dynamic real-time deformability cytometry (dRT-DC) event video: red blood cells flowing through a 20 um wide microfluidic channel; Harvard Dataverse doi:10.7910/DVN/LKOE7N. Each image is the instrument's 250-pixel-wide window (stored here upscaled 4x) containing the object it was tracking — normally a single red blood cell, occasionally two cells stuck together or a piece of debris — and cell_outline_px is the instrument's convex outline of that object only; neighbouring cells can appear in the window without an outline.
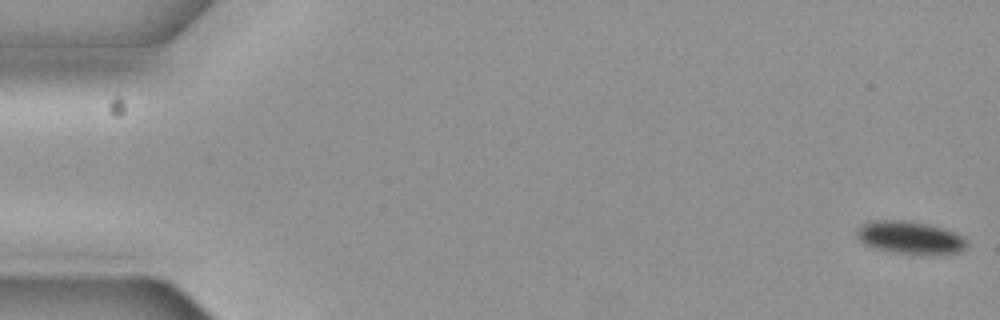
{"species": "common noctule bat (a hibernating species)", "species_latin": "Nyctalus noctula", "temperature_condition": "cold", "stored_images_in_passage": 9, "camera_frame_rate_fps": 3000, "um_per_image_px": 0.085, "animal": {"sex": "female", "body_mass_g": 19.3, "forearm_length_mm": 54.1}, "frame": {"image": 1, "passage_image": 1, "time_ms": 0.0, "image_size_px": [1000, 320], "cell_outline_px": [[968, 244], [960, 252], [896, 252], [876, 248], [864, 244], [860, 240], [856, 232], [868, 220], [908, 220], [928, 224], [944, 228], [956, 232], [964, 236], [968, 240]], "centroid_in_image_um": [77.37, 20.14], "position_along_channel_um": 7.6, "area_um2": 20.4}}
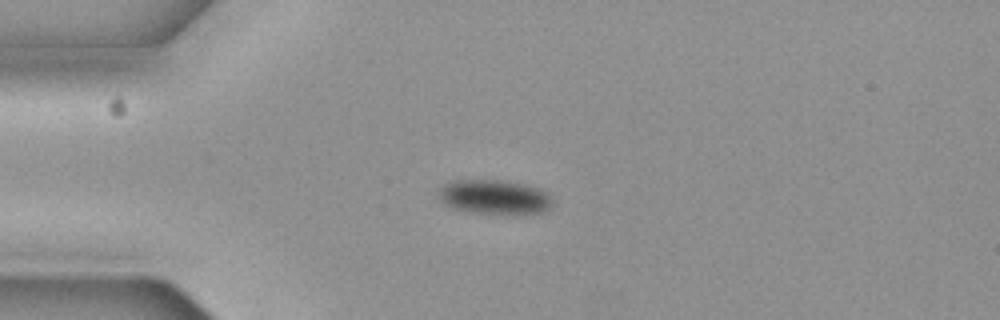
{"frame": {"image": 2, "passage_image": 5, "time_ms": 1.333, "image_size_px": [1000, 320], "cell_outline_px": [[552, 204], [544, 212], [524, 216], [516, 216], [472, 212], [452, 208], [444, 204], [436, 196], [436, 192], [444, 184], [452, 180], [496, 180], [524, 184], [540, 188], [552, 200]], "centroid_in_image_um": [42.0, 16.78], "position_along_channel_um": 43.0, "area_um2": 23.52}}
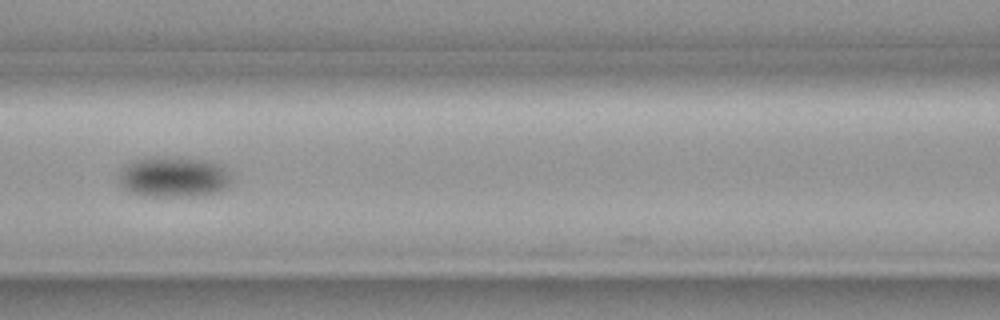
{"frame": {"image": 3, "passage_image": 8, "time_ms": 2.333, "image_size_px": [1000, 320], "cell_outline_px": [[232, 184], [220, 192], [204, 196], [144, 196], [128, 192], [120, 188], [116, 180], [124, 164], [132, 160], [144, 156], [164, 156], [204, 160], [216, 164], [224, 168], [228, 172], [232, 180]], "centroid_in_image_um": [14.68, 15.05], "position_along_channel_um": 151.9, "area_um2": 27.57}}